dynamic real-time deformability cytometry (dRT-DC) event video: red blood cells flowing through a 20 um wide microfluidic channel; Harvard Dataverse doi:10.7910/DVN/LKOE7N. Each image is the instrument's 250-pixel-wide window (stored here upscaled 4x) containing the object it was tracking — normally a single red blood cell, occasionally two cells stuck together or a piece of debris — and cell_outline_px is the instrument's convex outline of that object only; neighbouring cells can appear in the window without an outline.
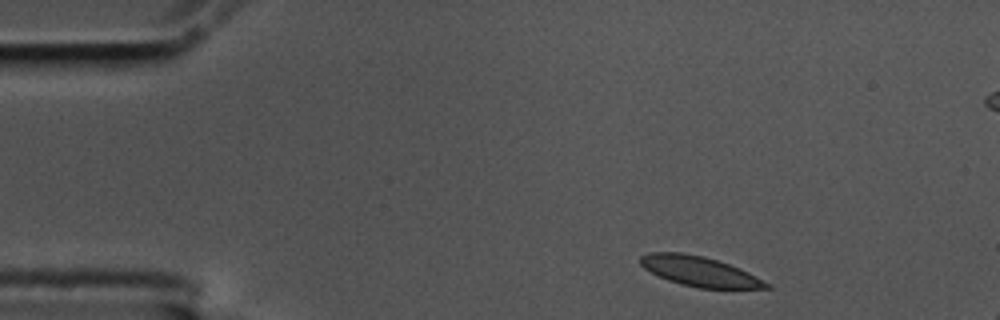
{"species": "common noctule bat (a hibernating species)", "species_latin": "Nyctalus noctula", "temperature_condition": "cold", "stored_images_in_passage": 4, "camera_frame_rate_fps": 3000, "um_per_image_px": 0.085, "animal": {"sex": "male", "body_mass_g": 17.5, "forearm_length_mm": 52.3}, "frame": {"image": 1, "passage_image": 1, "time_ms": 0.0, "image_size_px": [1000, 320], "cell_outline_px": [[772, 288], [700, 288], [680, 284], [668, 280], [644, 268], [640, 264], [640, 256], [648, 252], [680, 252], [704, 256], [740, 268], [772, 284]], "centroid_in_image_um": [59.47, 23.06], "position_along_channel_um": 25.5, "area_um2": 21.85}}